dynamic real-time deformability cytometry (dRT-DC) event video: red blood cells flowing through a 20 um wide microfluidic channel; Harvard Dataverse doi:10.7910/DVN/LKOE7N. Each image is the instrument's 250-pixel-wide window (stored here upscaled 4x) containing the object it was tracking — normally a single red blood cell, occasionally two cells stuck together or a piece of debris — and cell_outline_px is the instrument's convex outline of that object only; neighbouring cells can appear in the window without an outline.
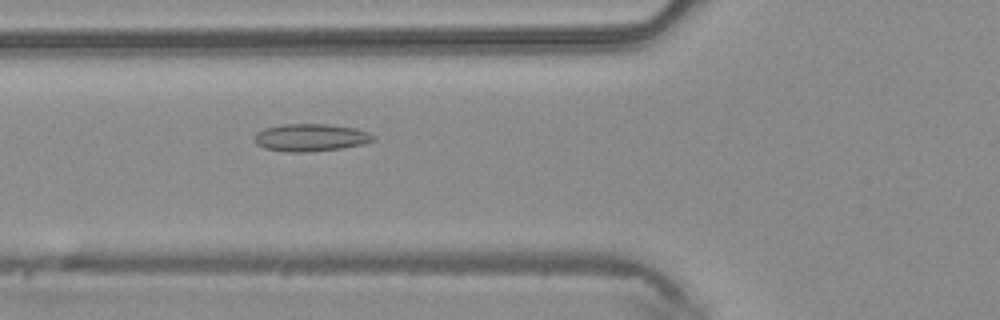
{"species": "common noctule bat (a hibernating species)", "species_latin": "Nyctalus noctula", "temperature_condition": "warm", "stored_images_in_passage": 41, "camera_frame_rate_fps": 3000, "um_per_image_px": 0.085, "animal": {"sex": "male", "body_mass_g": 20.4}, "frame": {"image": 1, "passage_image": 11, "time_ms": 3.333, "image_size_px": [1000, 320], "cell_outline_px": [[376, 140], [364, 144], [340, 148], [304, 152], [284, 152], [264, 148], [256, 144], [252, 140], [252, 136], [256, 132], [264, 128], [284, 124], [328, 124], [356, 128], [368, 132], [376, 136]], "centroid_in_image_um": [26.37, 11.69], "position_along_channel_um": 99.4, "area_um2": 19.31}}
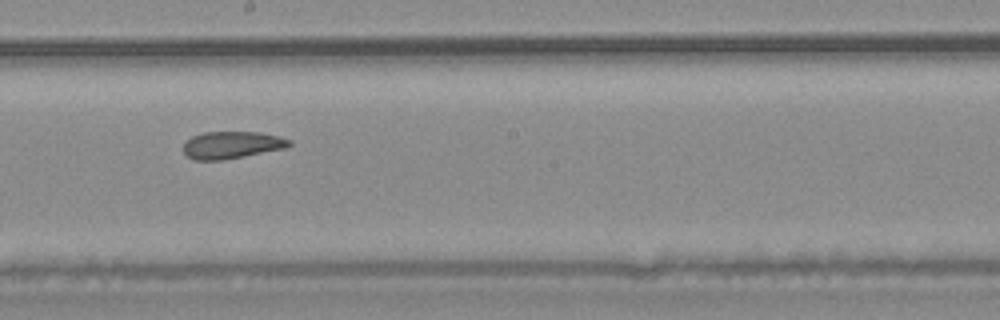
{"frame": {"image": 2, "passage_image": 20, "time_ms": 6.333, "image_size_px": [1000, 320], "cell_outline_px": [[292, 144], [284, 148], [224, 160], [192, 160], [184, 152], [184, 144], [192, 136], [204, 132], [260, 132], [280, 136], [292, 140]], "centroid_in_image_um": [19.72, 12.32], "position_along_channel_um": 228.5, "area_um2": 16.76}}
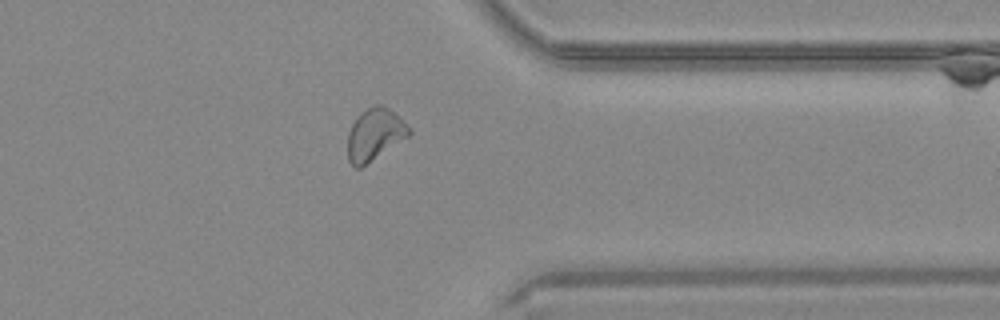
{"frame": {"image": 3, "passage_image": 31, "time_ms": 10.0, "image_size_px": [1000, 320], "cell_outline_px": [[412, 132], [408, 136], [360, 168], [356, 168], [348, 160], [348, 132], [356, 116], [360, 112], [376, 104], [380, 104], [388, 108]], "centroid_in_image_um": [31.79, 11.43], "position_along_channel_um": 379.6, "area_um2": 18.03}}